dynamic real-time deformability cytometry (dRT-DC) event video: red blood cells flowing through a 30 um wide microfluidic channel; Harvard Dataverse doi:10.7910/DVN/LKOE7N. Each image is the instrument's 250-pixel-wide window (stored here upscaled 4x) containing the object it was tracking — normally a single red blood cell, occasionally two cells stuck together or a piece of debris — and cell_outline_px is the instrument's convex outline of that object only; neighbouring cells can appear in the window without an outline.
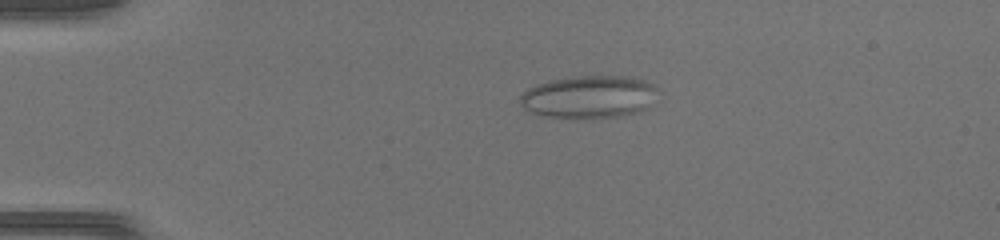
{"species": "common noctule bat (a hibernating species)", "species_latin": "Nyctalus noctula", "temperature_condition": "warm", "stored_images_in_passage": 44, "camera_frame_rate_fps": 3000, "um_per_image_px": 0.085, "animal": {"sex": "female", "body_mass_g": 17.0, "forearm_length_mm": 48.0}, "frame": {"image": 1, "passage_image": 5, "time_ms": 1.333, "image_size_px": [1000, 240], "cell_outline_px": [[656, 88], [648, 108], [636, 112], [620, 116], [576, 120], [552, 116], [532, 112], [524, 108], [520, 104], [520, 96], [528, 88], [536, 84], [548, 80], [572, 76], [624, 76], [644, 80], [652, 84]], "centroid_in_image_um": [50.02, 8.24], "position_along_channel_um": 35.0, "area_um2": 34.28}}
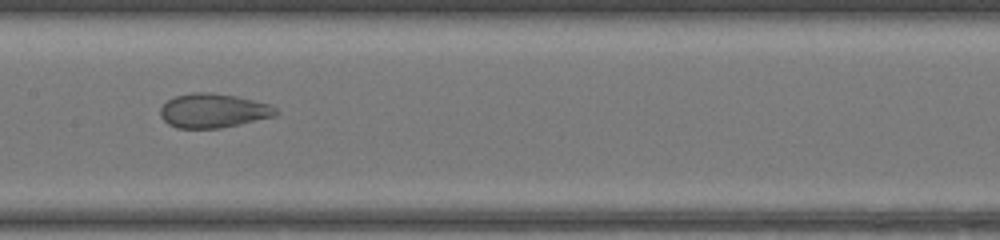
{"frame": {"image": 2, "passage_image": 20, "time_ms": 6.333, "image_size_px": [1000, 240], "cell_outline_px": [[280, 112], [276, 116], [240, 124], [220, 128], [176, 128], [168, 124], [160, 116], [160, 108], [168, 100], [176, 96], [192, 92], [212, 92], [236, 96], [268, 104], [276, 108]], "centroid_in_image_um": [18.13, 9.41], "position_along_channel_um": 189.3, "area_um2": 23.06}}
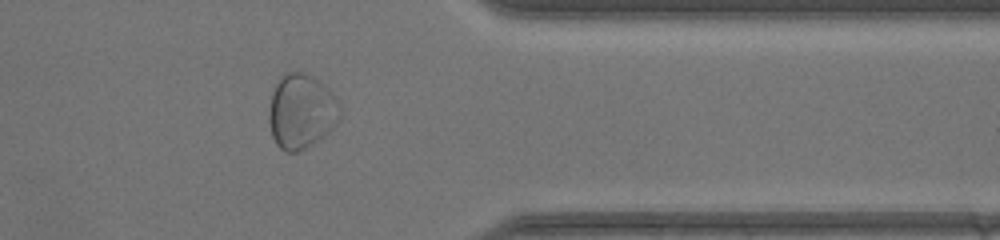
{"frame": {"image": 3, "passage_image": 35, "time_ms": 11.333, "image_size_px": [1000, 240], "cell_outline_px": [[340, 116], [332, 128], [320, 140], [296, 152], [284, 152], [276, 144], [272, 136], [268, 120], [268, 112], [272, 92], [280, 76], [284, 72], [308, 72], [316, 76], [332, 92], [340, 104]], "centroid_in_image_um": [25.6, 9.44], "position_along_channel_um": 385.8, "area_um2": 31.39}}